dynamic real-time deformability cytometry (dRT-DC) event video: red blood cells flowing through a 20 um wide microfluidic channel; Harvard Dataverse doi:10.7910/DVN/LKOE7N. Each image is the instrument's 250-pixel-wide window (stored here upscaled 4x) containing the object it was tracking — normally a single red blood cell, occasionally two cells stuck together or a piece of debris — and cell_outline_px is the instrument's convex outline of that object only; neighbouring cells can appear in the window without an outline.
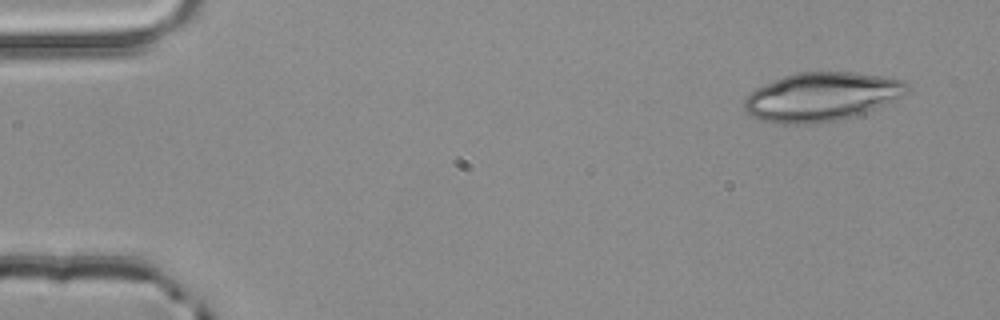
{"species": "common noctule bat (a hibernating species)", "species_latin": "Nyctalus noctula", "temperature_condition": "room temperature", "stored_images_in_passage": 3, "camera_frame_rate_fps": 3000, "um_per_image_px": 0.085, "animal": {"sex": "male", "body_mass_g": 20.4}, "frame": {"image": 1, "passage_image": 1, "time_ms": 0.0, "image_size_px": [1000, 320], "cell_outline_px": [[908, 92], [904, 96], [896, 100], [864, 112], [852, 116], [836, 120], [812, 124], [780, 124], [760, 120], [748, 116], [744, 108], [744, 100], [756, 88], [764, 84], [784, 76], [796, 72], [852, 72], [880, 76], [904, 80], [908, 84]], "centroid_in_image_um": [69.81, 8.23], "position_along_channel_um": 15.2, "area_um2": 46.24}}